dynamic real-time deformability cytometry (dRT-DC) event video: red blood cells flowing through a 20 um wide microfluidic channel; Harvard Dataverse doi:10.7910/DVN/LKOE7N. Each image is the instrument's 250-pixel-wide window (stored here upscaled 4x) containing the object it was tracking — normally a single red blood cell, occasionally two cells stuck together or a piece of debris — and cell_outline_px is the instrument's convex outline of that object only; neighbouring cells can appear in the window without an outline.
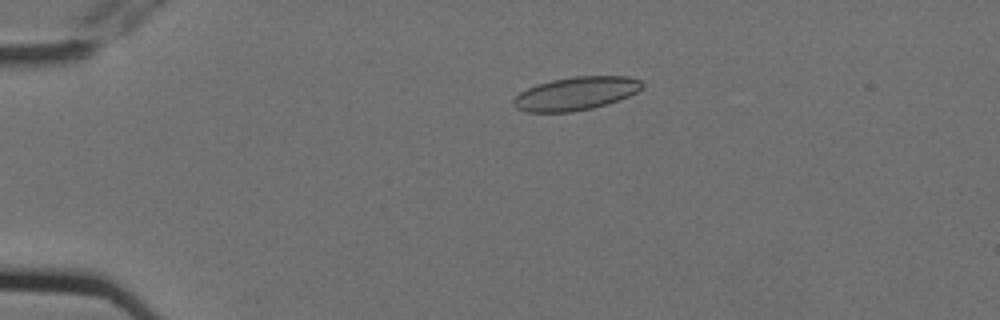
{"species": "Egyptian fruit bat (a non-hibernating species)", "species_latin": "Rousettus aegyptiacus", "temperature_condition": "cold", "stored_images_in_passage": 5, "camera_frame_rate_fps": 3000, "um_per_image_px": 0.085, "animal": {"sex": "female"}, "frame": {"image": 1, "passage_image": 4, "time_ms": 1.0, "image_size_px": [1000, 320], "cell_outline_px": [[644, 84], [636, 92], [628, 96], [592, 108], [572, 112], [528, 112], [516, 108], [512, 104], [512, 100], [520, 92], [536, 84], [552, 80], [576, 76], [628, 76], [640, 80]], "centroid_in_image_um": [48.91, 7.95], "position_along_channel_um": 36.1, "area_um2": 24.74}}